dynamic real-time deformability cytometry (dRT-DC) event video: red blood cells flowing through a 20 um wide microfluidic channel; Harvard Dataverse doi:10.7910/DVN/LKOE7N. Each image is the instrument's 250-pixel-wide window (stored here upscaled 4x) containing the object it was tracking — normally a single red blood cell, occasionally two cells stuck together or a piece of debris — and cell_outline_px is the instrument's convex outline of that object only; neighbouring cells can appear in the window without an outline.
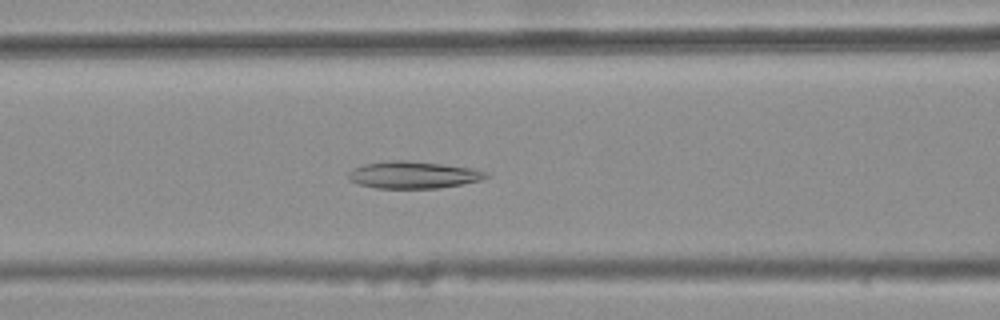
{"species": "common noctule bat (a hibernating species)", "species_latin": "Nyctalus noctula", "temperature_condition": "warm", "stored_images_in_passage": 34, "camera_frame_rate_fps": 3000, "um_per_image_px": 0.085, "animal": {"sex": "female", "body_mass_g": 25.1}, "frame": {"image": 1, "passage_image": 11, "time_ms": 3.333, "image_size_px": [1000, 320], "cell_outline_px": [[492, 176], [484, 180], [436, 188], [376, 188], [360, 184], [348, 180], [348, 172], [352, 168], [364, 164], [388, 160], [404, 160], [440, 164], [472, 168], [488, 172]], "centroid_in_image_um": [35.14, 14.86], "position_along_channel_um": 131.5, "area_um2": 21.79}}
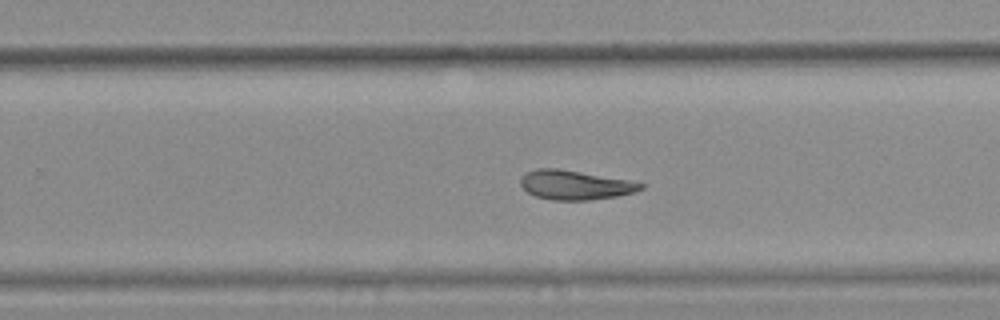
{"frame": {"image": 2, "passage_image": 23, "time_ms": 7.333, "image_size_px": [1000, 320], "cell_outline_px": [[644, 188], [632, 192], [616, 196], [588, 200], [552, 200], [536, 196], [528, 192], [520, 184], [520, 180], [528, 172], [536, 168], [556, 168], [624, 180], [644, 184]], "centroid_in_image_um": [48.82, 15.73], "position_along_channel_um": 281.0, "area_um2": 19.88}}
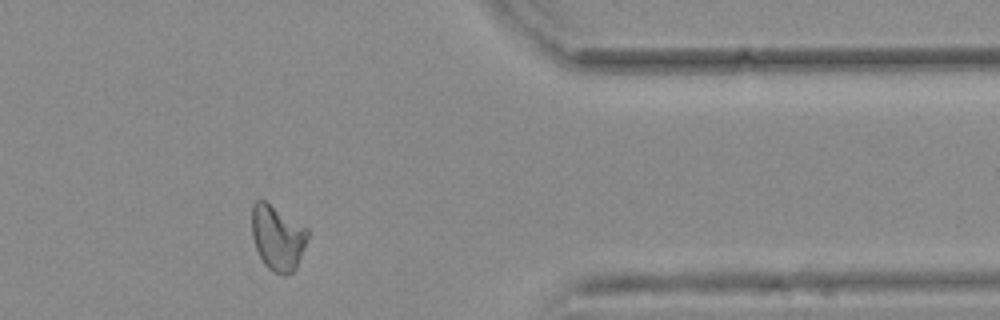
{"frame": {"image": 3, "passage_image": 33, "time_ms": 10.667, "image_size_px": [1000, 320], "cell_outline_px": [[308, 236], [304, 248], [296, 268], [292, 272], [272, 272], [264, 264], [256, 248], [252, 236], [252, 204], [256, 200], [264, 200], [308, 228]], "centroid_in_image_um": [23.58, 20.17], "position_along_channel_um": 387.8, "area_um2": 20.87}, "authors_computed_cell_mechanics": {"area_um2": 20.8658, "velocity_mm_per_s": 3.7478, "shape_relaxation_time_tau1_ms": null, "shape_relaxation_time_tau2_ms": 4.9807, "deformation_change_tau1": null, "deformation_change_tau2": 0.1294}}